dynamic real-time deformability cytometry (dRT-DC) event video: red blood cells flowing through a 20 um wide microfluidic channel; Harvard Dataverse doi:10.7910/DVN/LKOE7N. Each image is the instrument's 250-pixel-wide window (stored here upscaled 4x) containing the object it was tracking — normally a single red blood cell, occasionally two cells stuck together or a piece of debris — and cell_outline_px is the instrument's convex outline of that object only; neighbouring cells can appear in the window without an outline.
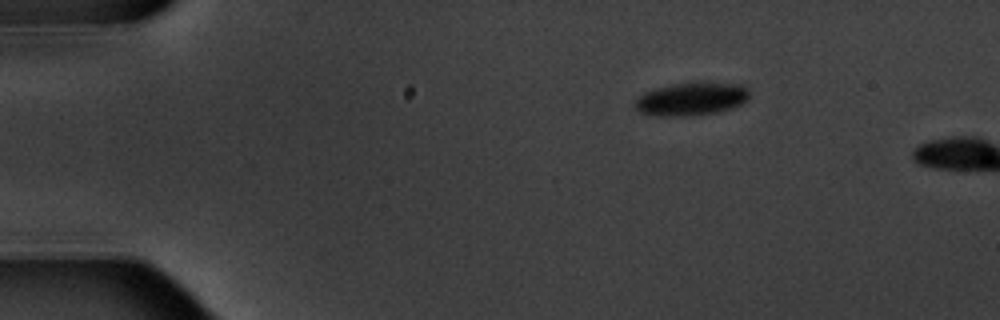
{"species": "common noctule bat (a hibernating species)", "species_latin": "Nyctalus noctula", "temperature_condition": "warm", "stored_images_in_passage": 2, "camera_frame_rate_fps": 3000, "um_per_image_px": 0.085, "animal": {"sex": "male", "body_mass_g": 20.1, "forearm_length_mm": 53.5}, "frame": {"image": 1, "passage_image": 2, "time_ms": 2.0, "image_size_px": [1000, 320], "cell_outline_px": [[748, 100], [732, 108], [716, 112], [680, 116], [660, 116], [640, 112], [636, 108], [636, 100], [644, 92], [656, 88], [672, 84], [700, 80], [744, 84], [748, 88]], "centroid_in_image_um": [58.83, 8.36], "position_along_channel_um": 26.2, "area_um2": 22.37}}